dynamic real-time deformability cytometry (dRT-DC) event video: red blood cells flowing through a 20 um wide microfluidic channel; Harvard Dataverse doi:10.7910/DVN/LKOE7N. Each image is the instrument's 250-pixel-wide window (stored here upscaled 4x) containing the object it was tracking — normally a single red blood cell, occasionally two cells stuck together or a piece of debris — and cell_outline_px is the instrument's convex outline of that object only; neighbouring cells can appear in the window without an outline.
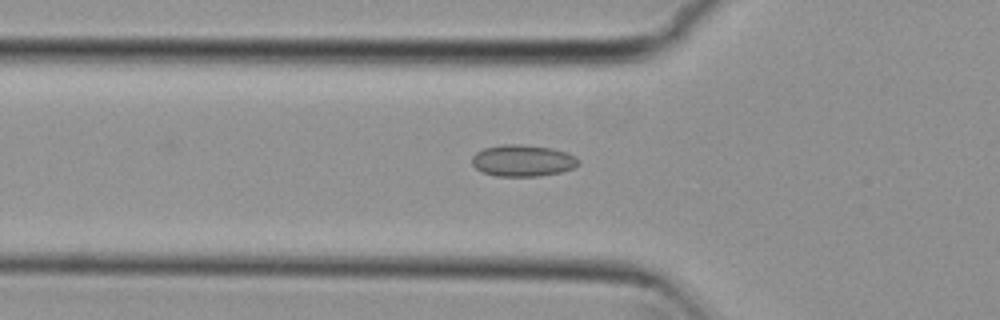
{"species": "common noctule bat (a hibernating species)", "species_latin": "Nyctalus noctula", "temperature_condition": "cold", "stored_images_in_passage": 53, "camera_frame_rate_fps": 3000, "um_per_image_px": 0.085, "animal": {"sex": "female", "body_mass_g": 29.2, "forearm_length_mm": 56.3}, "frame": {"image": 1, "passage_image": 17, "time_ms": 5.333, "image_size_px": [1000, 320], "cell_outline_px": [[580, 164], [572, 168], [560, 172], [540, 176], [496, 176], [484, 172], [476, 168], [472, 164], [472, 156], [476, 152], [484, 148], [500, 144], [524, 144], [552, 148], [568, 152], [576, 156], [580, 160]], "centroid_in_image_um": [44.46, 13.64], "position_along_channel_um": 81.3, "area_um2": 19.83}}
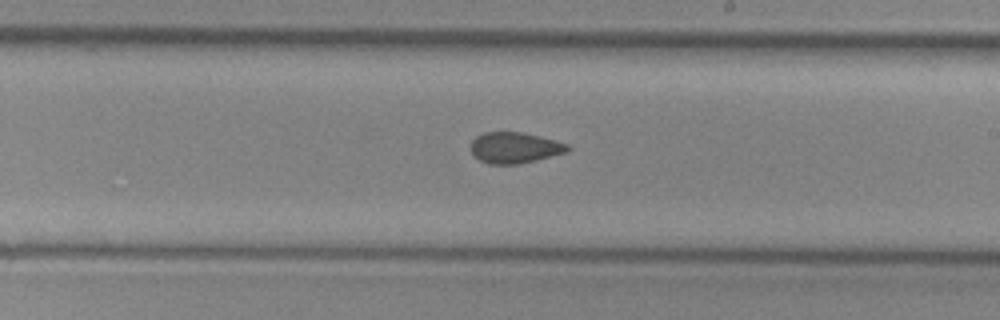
{"frame": {"image": 2, "passage_image": 30, "time_ms": 9.667, "image_size_px": [1000, 320], "cell_outline_px": [[572, 148], [568, 152], [520, 164], [488, 164], [480, 160], [472, 152], [472, 140], [476, 136], [484, 132], [520, 132], [540, 136], [556, 140], [568, 144]], "centroid_in_image_um": [43.79, 12.55], "position_along_channel_um": 245.2, "area_um2": 17.51}}
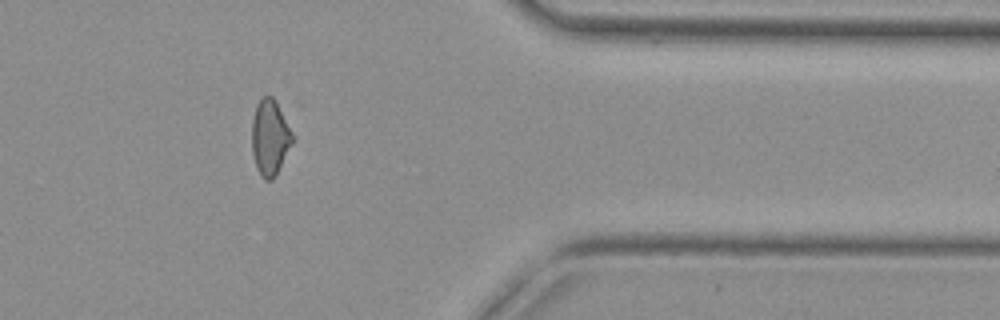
{"frame": {"image": 3, "passage_image": 43, "time_ms": 14.0, "image_size_px": [1000, 320], "cell_outline_px": [[292, 144], [276, 176], [272, 180], [264, 180], [260, 176], [256, 168], [252, 152], [252, 120], [256, 104], [260, 96], [272, 96], [276, 100], [292, 132]], "centroid_in_image_um": [22.93, 11.69], "position_along_channel_um": 388.5, "area_um2": 18.09}, "authors_computed_cell_mechanics": {"area_um2": 18.3226, "velocity_mm_per_s": 3.7724, "shape_relaxation_time_tau1_ms": null, "shape_relaxation_time_tau2_ms": 2.3429, "deformation_change_tau1": null, "deformation_change_tau2": 0.0703}}